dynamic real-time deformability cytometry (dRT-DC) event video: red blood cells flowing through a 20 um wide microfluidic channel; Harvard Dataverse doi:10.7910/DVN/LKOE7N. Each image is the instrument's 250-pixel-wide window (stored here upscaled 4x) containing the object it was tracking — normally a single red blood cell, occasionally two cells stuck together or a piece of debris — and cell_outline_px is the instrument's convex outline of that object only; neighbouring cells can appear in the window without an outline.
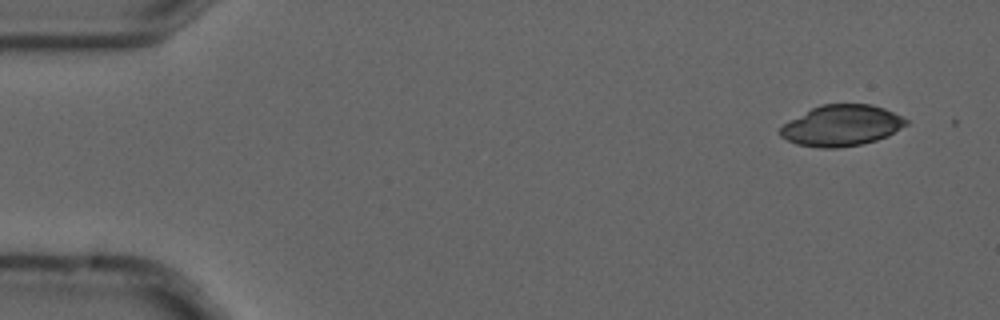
{"species": "common noctule bat (a hibernating species)", "species_latin": "Nyctalus noctula", "temperature_condition": "cold", "stored_images_in_passage": 10, "camera_frame_rate_fps": 3000, "um_per_image_px": 0.085, "animal": {"sex": "male", "forearm_length_mm": 52.5}, "frame": {"image": 1, "passage_image": 1, "time_ms": 0.0, "image_size_px": [1000, 320], "cell_outline_px": [[908, 124], [888, 136], [876, 140], [860, 144], [840, 148], [820, 148], [796, 144], [780, 136], [780, 128], [784, 124], [812, 108], [820, 104], [872, 104], [884, 108], [908, 120]], "centroid_in_image_um": [71.55, 10.68], "position_along_channel_um": 13.5, "area_um2": 29.88}}